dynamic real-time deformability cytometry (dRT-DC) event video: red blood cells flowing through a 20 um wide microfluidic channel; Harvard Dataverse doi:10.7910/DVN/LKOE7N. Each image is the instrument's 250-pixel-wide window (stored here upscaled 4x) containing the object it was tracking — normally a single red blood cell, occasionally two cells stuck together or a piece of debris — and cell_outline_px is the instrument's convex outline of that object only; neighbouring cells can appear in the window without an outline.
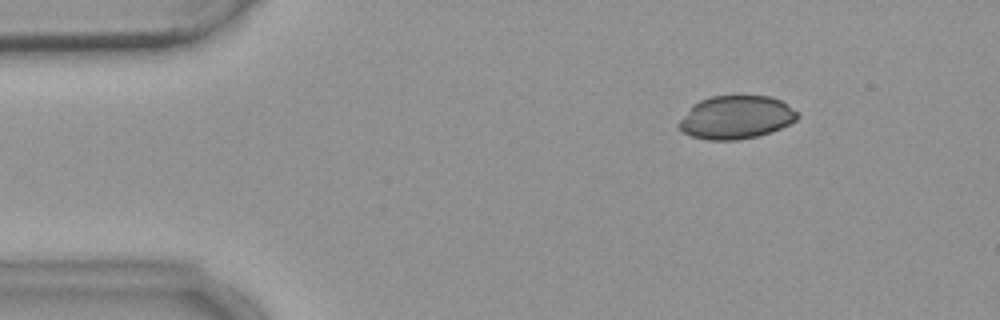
{"species": "common noctule bat (a hibernating species)", "species_latin": "Nyctalus noctula", "temperature_condition": "warm", "stored_images_in_passage": 4, "camera_frame_rate_fps": 3000, "um_per_image_px": 0.085, "animal": {"sex": "female", "body_mass_g": 18.4}, "frame": {"image": 1, "passage_image": 1, "time_ms": 0.0, "image_size_px": [1000, 320], "cell_outline_px": [[800, 116], [796, 120], [780, 128], [756, 136], [736, 140], [708, 140], [692, 136], [684, 132], [676, 124], [692, 104], [700, 100], [712, 96], [772, 96], [780, 100], [792, 108]], "centroid_in_image_um": [62.53, 9.97], "position_along_channel_um": 22.5, "area_um2": 29.65}}